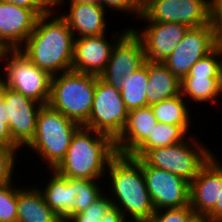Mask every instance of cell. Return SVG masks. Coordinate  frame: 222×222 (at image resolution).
Instances as JSON below:
<instances>
[{
    "instance_id": "cell-16",
    "label": "cell",
    "mask_w": 222,
    "mask_h": 222,
    "mask_svg": "<svg viewBox=\"0 0 222 222\" xmlns=\"http://www.w3.org/2000/svg\"><path fill=\"white\" fill-rule=\"evenodd\" d=\"M131 29L143 43L145 59L150 62H163L184 38L189 27L180 23L148 22L143 32L137 31V28Z\"/></svg>"
},
{
    "instance_id": "cell-7",
    "label": "cell",
    "mask_w": 222,
    "mask_h": 222,
    "mask_svg": "<svg viewBox=\"0 0 222 222\" xmlns=\"http://www.w3.org/2000/svg\"><path fill=\"white\" fill-rule=\"evenodd\" d=\"M4 59L6 60L2 73H5V76H1L4 78L2 79L4 86L42 105H47L52 76L35 66L19 50H7Z\"/></svg>"
},
{
    "instance_id": "cell-40",
    "label": "cell",
    "mask_w": 222,
    "mask_h": 222,
    "mask_svg": "<svg viewBox=\"0 0 222 222\" xmlns=\"http://www.w3.org/2000/svg\"><path fill=\"white\" fill-rule=\"evenodd\" d=\"M6 51H7V49L0 43V60H5L4 55H5ZM0 77H1V75H0Z\"/></svg>"
},
{
    "instance_id": "cell-20",
    "label": "cell",
    "mask_w": 222,
    "mask_h": 222,
    "mask_svg": "<svg viewBox=\"0 0 222 222\" xmlns=\"http://www.w3.org/2000/svg\"><path fill=\"white\" fill-rule=\"evenodd\" d=\"M69 5V12L60 15L66 20L74 37L77 34L79 38L105 34L106 12L102 5L84 3H69Z\"/></svg>"
},
{
    "instance_id": "cell-35",
    "label": "cell",
    "mask_w": 222,
    "mask_h": 222,
    "mask_svg": "<svg viewBox=\"0 0 222 222\" xmlns=\"http://www.w3.org/2000/svg\"><path fill=\"white\" fill-rule=\"evenodd\" d=\"M211 22L216 26L218 33L222 36V0H210Z\"/></svg>"
},
{
    "instance_id": "cell-38",
    "label": "cell",
    "mask_w": 222,
    "mask_h": 222,
    "mask_svg": "<svg viewBox=\"0 0 222 222\" xmlns=\"http://www.w3.org/2000/svg\"><path fill=\"white\" fill-rule=\"evenodd\" d=\"M70 3L100 4V0H69Z\"/></svg>"
},
{
    "instance_id": "cell-21",
    "label": "cell",
    "mask_w": 222,
    "mask_h": 222,
    "mask_svg": "<svg viewBox=\"0 0 222 222\" xmlns=\"http://www.w3.org/2000/svg\"><path fill=\"white\" fill-rule=\"evenodd\" d=\"M51 172L53 176H50L47 186L39 190L46 204L63 222H68L74 216L75 189L69 182V178L61 176L54 169H51Z\"/></svg>"
},
{
    "instance_id": "cell-44",
    "label": "cell",
    "mask_w": 222,
    "mask_h": 222,
    "mask_svg": "<svg viewBox=\"0 0 222 222\" xmlns=\"http://www.w3.org/2000/svg\"><path fill=\"white\" fill-rule=\"evenodd\" d=\"M2 79L3 78L0 77V96H1V92H2L3 86H4Z\"/></svg>"
},
{
    "instance_id": "cell-8",
    "label": "cell",
    "mask_w": 222,
    "mask_h": 222,
    "mask_svg": "<svg viewBox=\"0 0 222 222\" xmlns=\"http://www.w3.org/2000/svg\"><path fill=\"white\" fill-rule=\"evenodd\" d=\"M128 112L120 89L97 76L90 117L83 126L106 134L115 141L126 126Z\"/></svg>"
},
{
    "instance_id": "cell-4",
    "label": "cell",
    "mask_w": 222,
    "mask_h": 222,
    "mask_svg": "<svg viewBox=\"0 0 222 222\" xmlns=\"http://www.w3.org/2000/svg\"><path fill=\"white\" fill-rule=\"evenodd\" d=\"M97 76L63 72L51 77L48 105L83 126L90 117Z\"/></svg>"
},
{
    "instance_id": "cell-27",
    "label": "cell",
    "mask_w": 222,
    "mask_h": 222,
    "mask_svg": "<svg viewBox=\"0 0 222 222\" xmlns=\"http://www.w3.org/2000/svg\"><path fill=\"white\" fill-rule=\"evenodd\" d=\"M97 181L100 180L69 178L76 192L74 215L83 212L104 194Z\"/></svg>"
},
{
    "instance_id": "cell-18",
    "label": "cell",
    "mask_w": 222,
    "mask_h": 222,
    "mask_svg": "<svg viewBox=\"0 0 222 222\" xmlns=\"http://www.w3.org/2000/svg\"><path fill=\"white\" fill-rule=\"evenodd\" d=\"M38 15L31 9L0 1V43L18 50L33 32Z\"/></svg>"
},
{
    "instance_id": "cell-33",
    "label": "cell",
    "mask_w": 222,
    "mask_h": 222,
    "mask_svg": "<svg viewBox=\"0 0 222 222\" xmlns=\"http://www.w3.org/2000/svg\"><path fill=\"white\" fill-rule=\"evenodd\" d=\"M9 115L6 112V105L3 98L0 96V145L11 148H19L12 140L9 127Z\"/></svg>"
},
{
    "instance_id": "cell-1",
    "label": "cell",
    "mask_w": 222,
    "mask_h": 222,
    "mask_svg": "<svg viewBox=\"0 0 222 222\" xmlns=\"http://www.w3.org/2000/svg\"><path fill=\"white\" fill-rule=\"evenodd\" d=\"M53 10L38 17L33 32L18 49L50 76L72 70L75 39L61 15L52 17Z\"/></svg>"
},
{
    "instance_id": "cell-22",
    "label": "cell",
    "mask_w": 222,
    "mask_h": 222,
    "mask_svg": "<svg viewBox=\"0 0 222 222\" xmlns=\"http://www.w3.org/2000/svg\"><path fill=\"white\" fill-rule=\"evenodd\" d=\"M17 222H63L46 204L39 188L17 189Z\"/></svg>"
},
{
    "instance_id": "cell-36",
    "label": "cell",
    "mask_w": 222,
    "mask_h": 222,
    "mask_svg": "<svg viewBox=\"0 0 222 222\" xmlns=\"http://www.w3.org/2000/svg\"><path fill=\"white\" fill-rule=\"evenodd\" d=\"M103 222H127L124 219L122 212L112 205L102 218Z\"/></svg>"
},
{
    "instance_id": "cell-12",
    "label": "cell",
    "mask_w": 222,
    "mask_h": 222,
    "mask_svg": "<svg viewBox=\"0 0 222 222\" xmlns=\"http://www.w3.org/2000/svg\"><path fill=\"white\" fill-rule=\"evenodd\" d=\"M134 159L141 165L155 210L189 205L188 181L166 170L149 166L142 158Z\"/></svg>"
},
{
    "instance_id": "cell-19",
    "label": "cell",
    "mask_w": 222,
    "mask_h": 222,
    "mask_svg": "<svg viewBox=\"0 0 222 222\" xmlns=\"http://www.w3.org/2000/svg\"><path fill=\"white\" fill-rule=\"evenodd\" d=\"M157 119L151 106L130 110L126 126L115 140L116 152L119 155H131L156 127Z\"/></svg>"
},
{
    "instance_id": "cell-9",
    "label": "cell",
    "mask_w": 222,
    "mask_h": 222,
    "mask_svg": "<svg viewBox=\"0 0 222 222\" xmlns=\"http://www.w3.org/2000/svg\"><path fill=\"white\" fill-rule=\"evenodd\" d=\"M221 41L222 36L212 22L189 28L175 50L162 63L181 81L188 75L190 68Z\"/></svg>"
},
{
    "instance_id": "cell-15",
    "label": "cell",
    "mask_w": 222,
    "mask_h": 222,
    "mask_svg": "<svg viewBox=\"0 0 222 222\" xmlns=\"http://www.w3.org/2000/svg\"><path fill=\"white\" fill-rule=\"evenodd\" d=\"M129 29L130 28H125L123 32L114 34L113 37L115 36L114 39L116 40H114L115 42L110 41V43L107 38H105L107 34L81 38L75 37L72 70L99 77L106 68L116 42Z\"/></svg>"
},
{
    "instance_id": "cell-24",
    "label": "cell",
    "mask_w": 222,
    "mask_h": 222,
    "mask_svg": "<svg viewBox=\"0 0 222 222\" xmlns=\"http://www.w3.org/2000/svg\"><path fill=\"white\" fill-rule=\"evenodd\" d=\"M148 83V61L146 60L131 76L124 78L119 87L128 111L148 106L146 99Z\"/></svg>"
},
{
    "instance_id": "cell-30",
    "label": "cell",
    "mask_w": 222,
    "mask_h": 222,
    "mask_svg": "<svg viewBox=\"0 0 222 222\" xmlns=\"http://www.w3.org/2000/svg\"><path fill=\"white\" fill-rule=\"evenodd\" d=\"M196 217L191 206L186 205L179 208L155 210L148 222H192Z\"/></svg>"
},
{
    "instance_id": "cell-26",
    "label": "cell",
    "mask_w": 222,
    "mask_h": 222,
    "mask_svg": "<svg viewBox=\"0 0 222 222\" xmlns=\"http://www.w3.org/2000/svg\"><path fill=\"white\" fill-rule=\"evenodd\" d=\"M180 94L171 99L161 101L151 105L157 122L179 125L186 132L189 131L190 124V112L189 107Z\"/></svg>"
},
{
    "instance_id": "cell-32",
    "label": "cell",
    "mask_w": 222,
    "mask_h": 222,
    "mask_svg": "<svg viewBox=\"0 0 222 222\" xmlns=\"http://www.w3.org/2000/svg\"><path fill=\"white\" fill-rule=\"evenodd\" d=\"M100 5L105 9L109 7L112 10L123 11L124 13L130 12L137 15V17H139L142 12V8L138 5L136 0H100Z\"/></svg>"
},
{
    "instance_id": "cell-39",
    "label": "cell",
    "mask_w": 222,
    "mask_h": 222,
    "mask_svg": "<svg viewBox=\"0 0 222 222\" xmlns=\"http://www.w3.org/2000/svg\"><path fill=\"white\" fill-rule=\"evenodd\" d=\"M53 8L57 7H61L63 1L65 0H46Z\"/></svg>"
},
{
    "instance_id": "cell-23",
    "label": "cell",
    "mask_w": 222,
    "mask_h": 222,
    "mask_svg": "<svg viewBox=\"0 0 222 222\" xmlns=\"http://www.w3.org/2000/svg\"><path fill=\"white\" fill-rule=\"evenodd\" d=\"M147 105L181 94V81L162 63L148 61Z\"/></svg>"
},
{
    "instance_id": "cell-11",
    "label": "cell",
    "mask_w": 222,
    "mask_h": 222,
    "mask_svg": "<svg viewBox=\"0 0 222 222\" xmlns=\"http://www.w3.org/2000/svg\"><path fill=\"white\" fill-rule=\"evenodd\" d=\"M219 57V58H218ZM222 58V41L207 55L198 60L186 77L181 80V95L193 101L217 102L221 96L220 63Z\"/></svg>"
},
{
    "instance_id": "cell-31",
    "label": "cell",
    "mask_w": 222,
    "mask_h": 222,
    "mask_svg": "<svg viewBox=\"0 0 222 222\" xmlns=\"http://www.w3.org/2000/svg\"><path fill=\"white\" fill-rule=\"evenodd\" d=\"M20 148H11L0 145V186L11 183L14 165L16 166L17 153ZM16 156V157H15Z\"/></svg>"
},
{
    "instance_id": "cell-25",
    "label": "cell",
    "mask_w": 222,
    "mask_h": 222,
    "mask_svg": "<svg viewBox=\"0 0 222 222\" xmlns=\"http://www.w3.org/2000/svg\"><path fill=\"white\" fill-rule=\"evenodd\" d=\"M186 132L179 125H170L157 122L149 136L130 156L142 158L149 150L171 146L186 139Z\"/></svg>"
},
{
    "instance_id": "cell-42",
    "label": "cell",
    "mask_w": 222,
    "mask_h": 222,
    "mask_svg": "<svg viewBox=\"0 0 222 222\" xmlns=\"http://www.w3.org/2000/svg\"><path fill=\"white\" fill-rule=\"evenodd\" d=\"M138 5L142 8L144 5H146L150 0H136Z\"/></svg>"
},
{
    "instance_id": "cell-41",
    "label": "cell",
    "mask_w": 222,
    "mask_h": 222,
    "mask_svg": "<svg viewBox=\"0 0 222 222\" xmlns=\"http://www.w3.org/2000/svg\"><path fill=\"white\" fill-rule=\"evenodd\" d=\"M192 222H211L205 217L197 216Z\"/></svg>"
},
{
    "instance_id": "cell-13",
    "label": "cell",
    "mask_w": 222,
    "mask_h": 222,
    "mask_svg": "<svg viewBox=\"0 0 222 222\" xmlns=\"http://www.w3.org/2000/svg\"><path fill=\"white\" fill-rule=\"evenodd\" d=\"M1 97L9 115L8 127L13 142L19 148L27 146L34 138L42 104L6 86H3Z\"/></svg>"
},
{
    "instance_id": "cell-10",
    "label": "cell",
    "mask_w": 222,
    "mask_h": 222,
    "mask_svg": "<svg viewBox=\"0 0 222 222\" xmlns=\"http://www.w3.org/2000/svg\"><path fill=\"white\" fill-rule=\"evenodd\" d=\"M138 19L200 27L211 22V4L210 0H150Z\"/></svg>"
},
{
    "instance_id": "cell-17",
    "label": "cell",
    "mask_w": 222,
    "mask_h": 222,
    "mask_svg": "<svg viewBox=\"0 0 222 222\" xmlns=\"http://www.w3.org/2000/svg\"><path fill=\"white\" fill-rule=\"evenodd\" d=\"M222 163L213 156L190 182L189 205L196 216L205 217L219 202L222 191Z\"/></svg>"
},
{
    "instance_id": "cell-28",
    "label": "cell",
    "mask_w": 222,
    "mask_h": 222,
    "mask_svg": "<svg viewBox=\"0 0 222 222\" xmlns=\"http://www.w3.org/2000/svg\"><path fill=\"white\" fill-rule=\"evenodd\" d=\"M17 189L12 182L0 186V222H17Z\"/></svg>"
},
{
    "instance_id": "cell-29",
    "label": "cell",
    "mask_w": 222,
    "mask_h": 222,
    "mask_svg": "<svg viewBox=\"0 0 222 222\" xmlns=\"http://www.w3.org/2000/svg\"><path fill=\"white\" fill-rule=\"evenodd\" d=\"M112 205L110 197L103 194L83 212L75 214L68 222H103L104 214Z\"/></svg>"
},
{
    "instance_id": "cell-3",
    "label": "cell",
    "mask_w": 222,
    "mask_h": 222,
    "mask_svg": "<svg viewBox=\"0 0 222 222\" xmlns=\"http://www.w3.org/2000/svg\"><path fill=\"white\" fill-rule=\"evenodd\" d=\"M107 171L111 181L108 197H113L110 200L122 212L124 219L127 221L130 216L129 219L132 217L133 222H148L155 213V208L141 165L129 155L117 154L109 162Z\"/></svg>"
},
{
    "instance_id": "cell-6",
    "label": "cell",
    "mask_w": 222,
    "mask_h": 222,
    "mask_svg": "<svg viewBox=\"0 0 222 222\" xmlns=\"http://www.w3.org/2000/svg\"><path fill=\"white\" fill-rule=\"evenodd\" d=\"M195 139L191 136L171 146L151 149L142 159L149 166L166 170L190 183L214 156L209 148Z\"/></svg>"
},
{
    "instance_id": "cell-14",
    "label": "cell",
    "mask_w": 222,
    "mask_h": 222,
    "mask_svg": "<svg viewBox=\"0 0 222 222\" xmlns=\"http://www.w3.org/2000/svg\"><path fill=\"white\" fill-rule=\"evenodd\" d=\"M145 61L143 43L130 28L116 42L106 68L99 77L119 88L124 78L131 76Z\"/></svg>"
},
{
    "instance_id": "cell-5",
    "label": "cell",
    "mask_w": 222,
    "mask_h": 222,
    "mask_svg": "<svg viewBox=\"0 0 222 222\" xmlns=\"http://www.w3.org/2000/svg\"><path fill=\"white\" fill-rule=\"evenodd\" d=\"M80 125L47 105H42L38 117L36 132L26 146L41 156L45 165L54 169L65 157L71 138Z\"/></svg>"
},
{
    "instance_id": "cell-37",
    "label": "cell",
    "mask_w": 222,
    "mask_h": 222,
    "mask_svg": "<svg viewBox=\"0 0 222 222\" xmlns=\"http://www.w3.org/2000/svg\"><path fill=\"white\" fill-rule=\"evenodd\" d=\"M211 222H222V191H220L219 202H216L215 207L205 216Z\"/></svg>"
},
{
    "instance_id": "cell-34",
    "label": "cell",
    "mask_w": 222,
    "mask_h": 222,
    "mask_svg": "<svg viewBox=\"0 0 222 222\" xmlns=\"http://www.w3.org/2000/svg\"><path fill=\"white\" fill-rule=\"evenodd\" d=\"M33 10L38 16L47 13L53 7L46 0H0Z\"/></svg>"
},
{
    "instance_id": "cell-2",
    "label": "cell",
    "mask_w": 222,
    "mask_h": 222,
    "mask_svg": "<svg viewBox=\"0 0 222 222\" xmlns=\"http://www.w3.org/2000/svg\"><path fill=\"white\" fill-rule=\"evenodd\" d=\"M116 155L115 141L110 136L80 126L54 170L67 178L99 180L106 175L108 164Z\"/></svg>"
},
{
    "instance_id": "cell-43",
    "label": "cell",
    "mask_w": 222,
    "mask_h": 222,
    "mask_svg": "<svg viewBox=\"0 0 222 222\" xmlns=\"http://www.w3.org/2000/svg\"><path fill=\"white\" fill-rule=\"evenodd\" d=\"M220 88H221V91H222V58H221V63H220Z\"/></svg>"
}]
</instances>
